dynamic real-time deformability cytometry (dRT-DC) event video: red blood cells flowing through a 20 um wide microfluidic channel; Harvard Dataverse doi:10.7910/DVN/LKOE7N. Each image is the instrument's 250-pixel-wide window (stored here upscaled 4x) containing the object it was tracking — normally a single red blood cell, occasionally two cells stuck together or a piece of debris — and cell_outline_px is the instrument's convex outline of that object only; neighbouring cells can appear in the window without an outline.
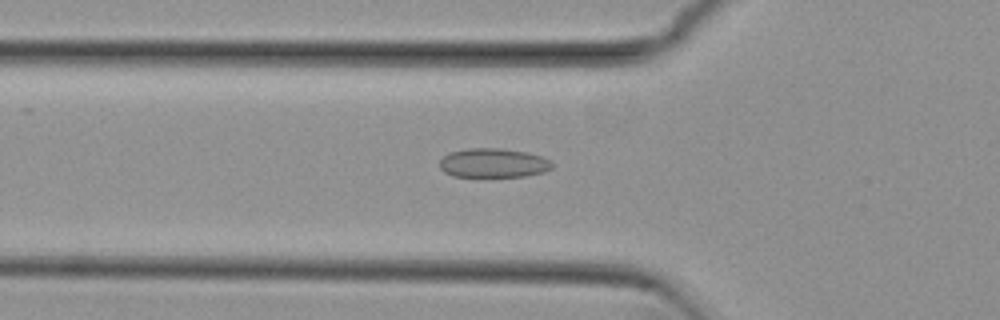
{"species": "common noctule bat (a hibernating species)", "species_latin": "Nyctalus noctula", "temperature_condition": "cold", "stored_images_in_passage": 50, "camera_frame_rate_fps": 3000, "um_per_image_px": 0.085, "animal": {"sex": "female", "body_mass_g": 29.2, "forearm_length_mm": 56.3}, "frame": {"image": 1, "passage_image": 17, "time_ms": 5.333, "image_size_px": [1000, 320], "cell_outline_px": [[552, 168], [544, 172], [524, 176], [452, 176], [444, 172], [440, 168], [440, 160], [448, 152], [468, 148], [500, 148], [528, 152], [544, 156], [552, 160]], "centroid_in_image_um": [41.96, 13.84], "position_along_channel_um": 83.8, "area_um2": 19.31}}
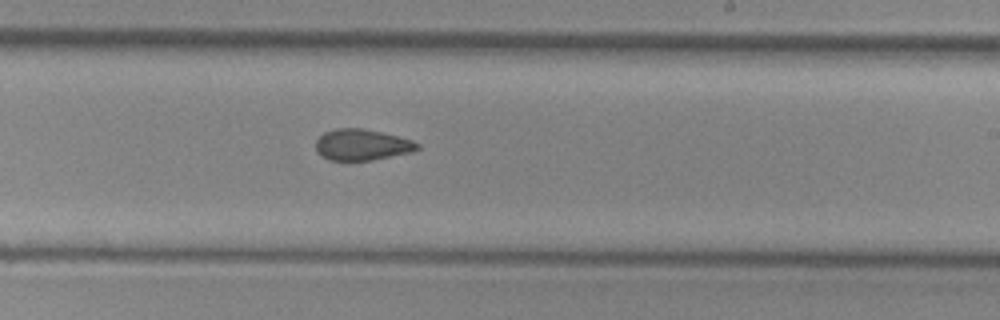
{"frame": {"image": 2, "passage_image": 29, "time_ms": 9.333, "image_size_px": [1000, 320], "cell_outline_px": [[420, 148], [412, 152], [372, 160], [328, 160], [316, 152], [316, 140], [324, 132], [336, 128], [360, 128], [380, 132], [412, 140], [420, 144]], "centroid_in_image_um": [30.75, 12.31], "position_along_channel_um": 258.2, "area_um2": 18.38}}
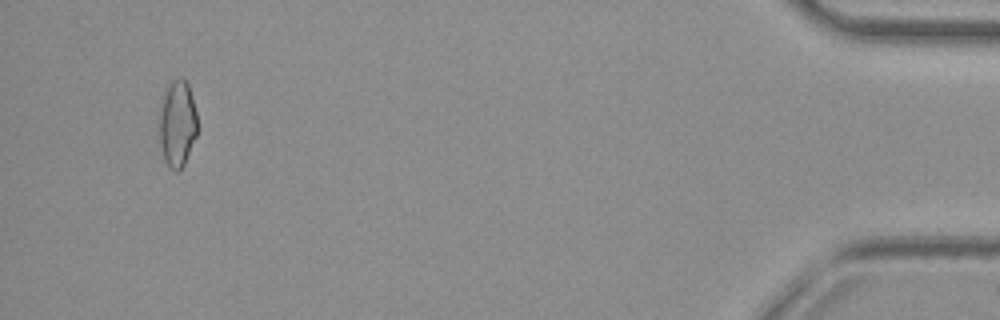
{"frame": {"image": 3, "passage_image": 48, "time_ms": 15.667, "image_size_px": [1000, 320], "cell_outline_px": [[196, 136], [184, 164], [180, 172], [176, 172], [168, 168], [164, 160], [160, 144], [160, 112], [164, 96], [168, 84], [172, 80], [180, 76], [188, 84], [192, 96], [196, 112]], "centroid_in_image_um": [15.07, 10.54], "position_along_channel_um": 420.1, "area_um2": 19.07}, "authors_computed_cell_mechanics": {"area_um2": 19.3341, "velocity_mm_per_s": 3.8424, "shape_relaxation_time_tau1_ms": 5.7937, "shape_relaxation_time_tau2_ms": 1.7984, "deformation_change_tau1": 0.1043, "deformation_change_tau2": 0.0865}}